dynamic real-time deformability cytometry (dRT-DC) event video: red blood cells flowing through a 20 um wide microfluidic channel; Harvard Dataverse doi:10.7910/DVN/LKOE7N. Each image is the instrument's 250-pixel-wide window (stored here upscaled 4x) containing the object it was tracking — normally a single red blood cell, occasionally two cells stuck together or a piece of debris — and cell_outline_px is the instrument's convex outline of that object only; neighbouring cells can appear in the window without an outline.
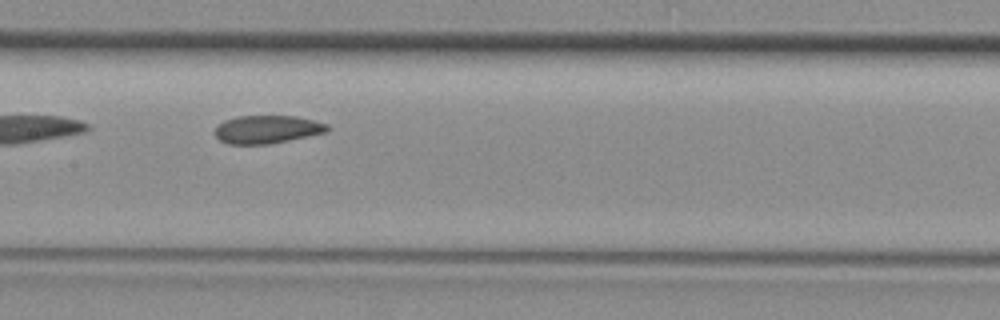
{"species": "common noctule bat (a hibernating species)", "species_latin": "Nyctalus noctula", "temperature_condition": "room temperature", "stored_images_in_passage": 27, "camera_frame_rate_fps": 3000, "um_per_image_px": 0.085, "animal": {"sex": "female", "body_mass_g": 29.2, "forearm_length_mm": 56.3}, "frame": {"image": 1, "passage_image": 8, "time_ms": 2.333, "image_size_px": [1000, 320], "cell_outline_px": [[328, 132], [268, 144], [228, 144], [220, 140], [216, 136], [216, 128], [224, 120], [236, 116], [296, 116], [328, 124]], "centroid_in_image_um": [22.71, 10.99], "position_along_channel_um": 184.7, "area_um2": 18.21}}
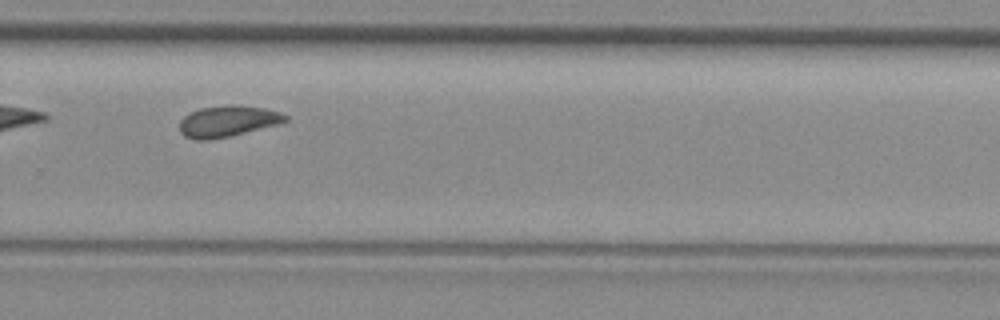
{"frame": {"image": 2, "passage_image": 16, "time_ms": 5.0, "image_size_px": [1000, 320], "cell_outline_px": [[288, 120], [276, 124], [228, 136], [208, 140], [196, 140], [184, 136], [180, 132], [180, 120], [184, 116], [200, 108], [232, 104], [264, 108], [280, 112], [288, 116]], "centroid_in_image_um": [19.32, 10.29], "position_along_channel_um": 310.5, "area_um2": 18.9}}